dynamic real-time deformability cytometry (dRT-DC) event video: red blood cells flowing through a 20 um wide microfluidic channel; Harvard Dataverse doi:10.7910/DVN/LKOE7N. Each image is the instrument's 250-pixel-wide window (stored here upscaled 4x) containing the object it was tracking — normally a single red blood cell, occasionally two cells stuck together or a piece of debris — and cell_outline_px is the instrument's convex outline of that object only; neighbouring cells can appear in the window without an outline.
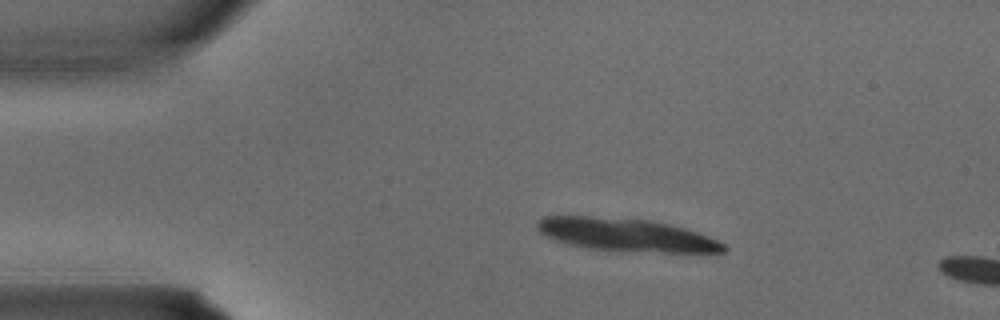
{"species": "common noctule bat (a hibernating species)", "species_latin": "Nyctalus noctula", "temperature_condition": "warm", "stored_images_in_passage": 2, "camera_frame_rate_fps": 3000, "um_per_image_px": 0.085, "animal": {"sex": "male", "body_mass_g": 15.6}, "frame": {"image": 1, "passage_image": 1, "time_ms": 0.0, "image_size_px": [1000, 320], "cell_outline_px": [[728, 248], [724, 252], [664, 252], [588, 248], [556, 240], [540, 232], [536, 224], [544, 216], [588, 216], [648, 220], [672, 224], [708, 236], [724, 244]], "centroid_in_image_um": [53.26, 19.95], "position_along_channel_um": 31.7, "area_um2": 34.97}}